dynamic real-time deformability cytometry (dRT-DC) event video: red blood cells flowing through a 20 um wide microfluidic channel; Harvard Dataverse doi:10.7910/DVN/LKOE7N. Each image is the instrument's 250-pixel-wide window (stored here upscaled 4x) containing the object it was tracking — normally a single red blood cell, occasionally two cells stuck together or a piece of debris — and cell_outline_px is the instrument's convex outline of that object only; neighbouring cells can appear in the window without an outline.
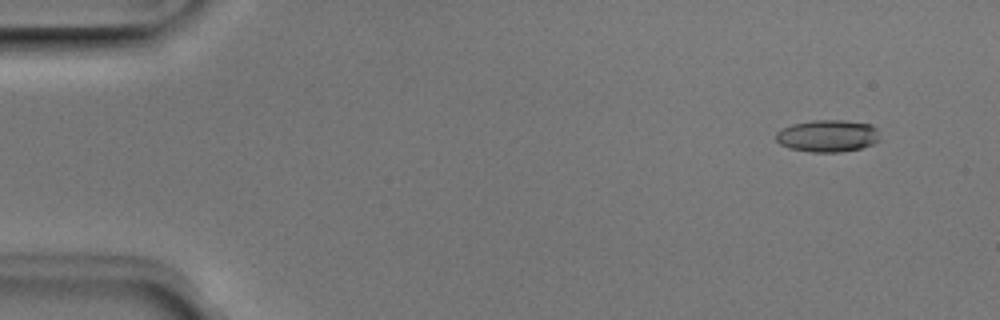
{"species": "Egyptian fruit bat (a non-hibernating species)", "species_latin": "Rousettus aegyptiacus", "temperature_condition": "room temperature", "stored_images_in_passage": 52, "camera_frame_rate_fps": 3000, "um_per_image_px": 0.085, "animal": {"sex": "male"}, "frame": {"image": 1, "passage_image": 5, "time_ms": 1.333, "image_size_px": [1000, 320], "cell_outline_px": [[880, 140], [872, 144], [860, 148], [840, 152], [812, 152], [788, 148], [780, 144], [776, 140], [776, 132], [780, 128], [792, 124], [812, 120], [844, 120], [872, 124], [876, 128]], "centroid_in_image_um": [70.33, 11.54], "position_along_channel_um": 14.7, "area_um2": 19.59}}
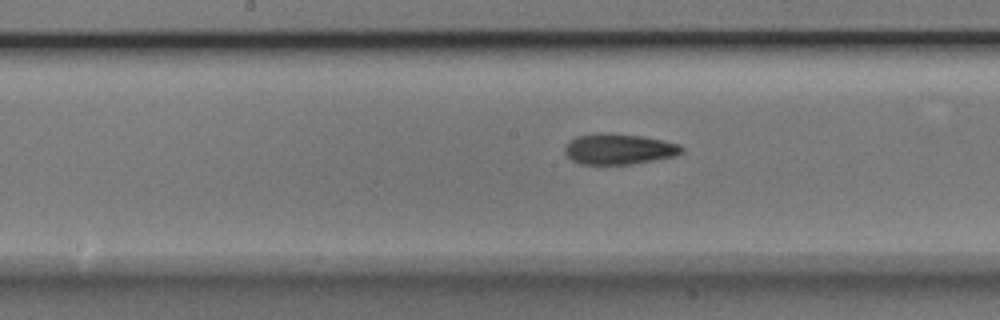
{"frame": {"image": 2, "passage_image": 27, "time_ms": 8.667, "image_size_px": [1000, 320], "cell_outline_px": [[684, 152], [676, 156], [632, 164], [580, 164], [572, 160], [564, 152], [564, 148], [576, 136], [596, 132], [608, 132], [640, 136], [680, 144], [684, 148]], "centroid_in_image_um": [52.61, 12.66], "position_along_channel_um": 195.6, "area_um2": 20.98}}
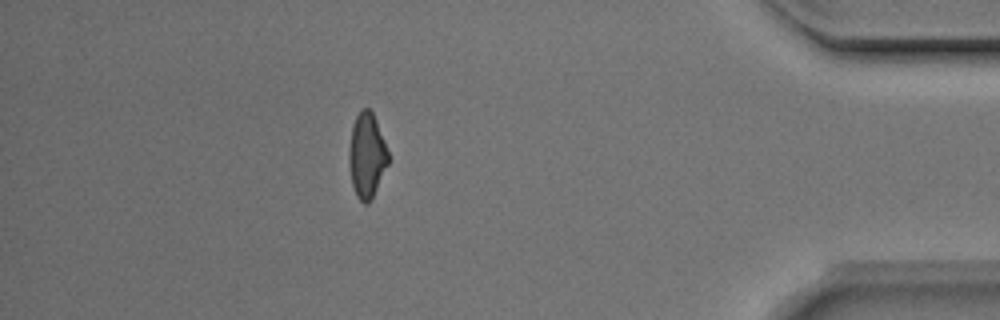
{"frame": {"image": 3, "passage_image": 46, "time_ms": 15.0, "image_size_px": [1000, 320], "cell_outline_px": [[388, 164], [372, 200], [368, 204], [364, 204], [356, 196], [352, 184], [348, 160], [348, 152], [352, 124], [360, 108], [368, 108], [372, 112], [376, 120], [384, 140], [388, 152]], "centroid_in_image_um": [31.16, 13.22], "position_along_channel_um": 404.0, "area_um2": 19.59}, "authors_computed_cell_mechanics": {"area_um2": 19.8543, "velocity_mm_per_s": 3.9843, "shape_relaxation_time_tau1_ms": 4.0147, "shape_relaxation_time_tau2_ms": 3.1037, "deformation_change_tau1": 0.1622, "deformation_change_tau2": 0.1158}}